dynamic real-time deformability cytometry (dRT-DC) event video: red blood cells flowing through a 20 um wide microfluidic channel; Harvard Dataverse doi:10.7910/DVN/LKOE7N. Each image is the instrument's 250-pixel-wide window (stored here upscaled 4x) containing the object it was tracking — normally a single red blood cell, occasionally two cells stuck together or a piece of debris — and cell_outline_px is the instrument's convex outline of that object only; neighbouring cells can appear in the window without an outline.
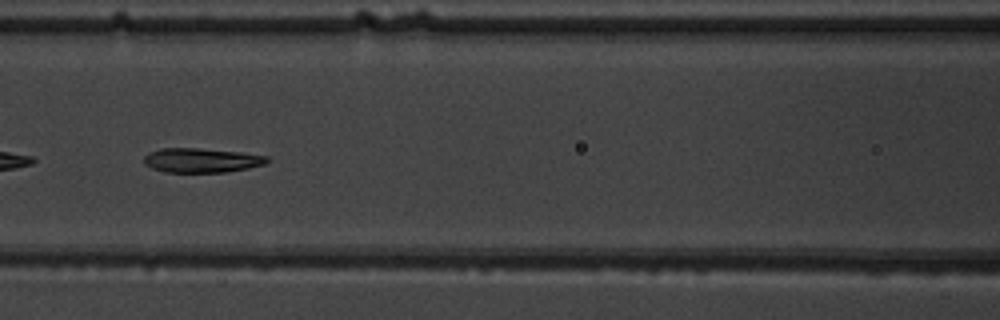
{"species": "common noctule bat (a hibernating species)", "species_latin": "Nyctalus noctula", "temperature_condition": "warm", "stored_images_in_passage": 7, "camera_frame_rate_fps": 3000, "um_per_image_px": 0.085, "animal": {"sex": "male", "body_mass_g": 19.5, "forearm_length_mm": 54.6}, "frame": {"image": 1, "passage_image": 5, "time_ms": 5.333, "image_size_px": [1000, 320], "cell_outline_px": [[268, 160], [264, 164], [248, 168], [224, 172], [164, 172], [152, 168], [144, 164], [144, 156], [148, 152], [160, 148], [196, 148], [244, 152], [268, 156]], "centroid_in_image_um": [17.1, 13.62], "position_along_channel_um": 149.5, "area_um2": 17.57}}
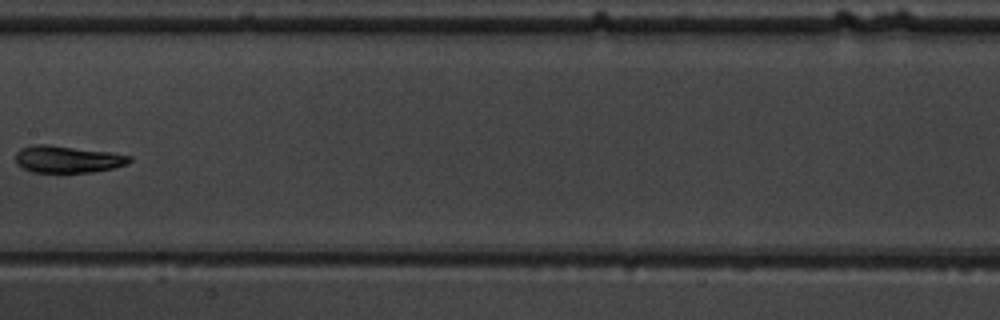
{"frame": {"image": 2, "passage_image": 6, "time_ms": 6.667, "image_size_px": [1000, 320], "cell_outline_px": [[132, 160], [128, 164], [112, 168], [92, 172], [32, 172], [16, 164], [16, 152], [20, 148], [32, 144], [48, 144], [112, 152], [132, 156]], "centroid_in_image_um": [5.74, 13.52], "position_along_channel_um": 201.7, "area_um2": 18.09}}
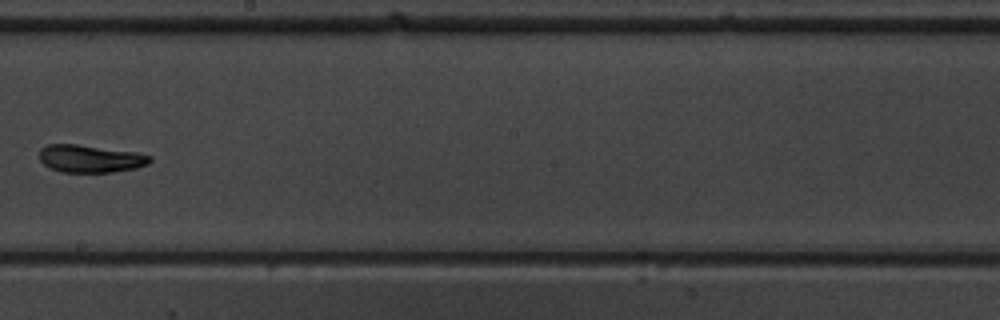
{"frame": {"image": 3, "passage_image": 7, "time_ms": 7.667, "image_size_px": [1000, 320], "cell_outline_px": [[152, 160], [148, 164], [136, 168], [112, 172], [60, 172], [48, 168], [40, 160], [40, 148], [48, 144], [76, 144], [136, 152], [152, 156]], "centroid_in_image_um": [7.67, 13.49], "position_along_channel_um": 240.5, "area_um2": 17.86}}